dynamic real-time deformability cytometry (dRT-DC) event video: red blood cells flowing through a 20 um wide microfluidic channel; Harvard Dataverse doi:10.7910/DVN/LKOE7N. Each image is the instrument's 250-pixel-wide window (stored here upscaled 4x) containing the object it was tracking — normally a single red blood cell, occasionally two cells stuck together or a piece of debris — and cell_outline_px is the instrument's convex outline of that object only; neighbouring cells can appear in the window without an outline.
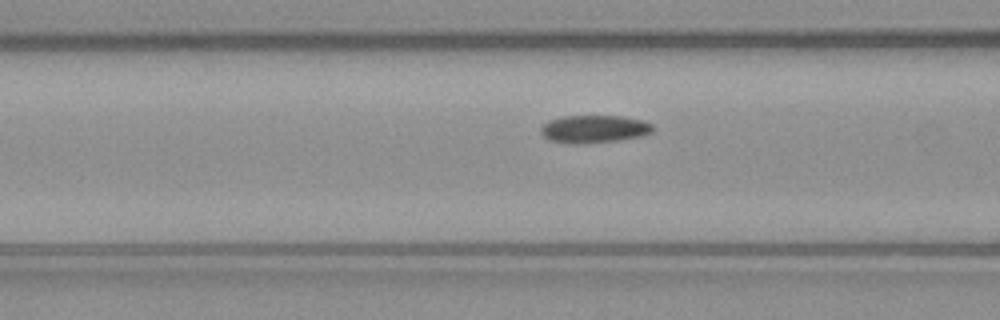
{"species": "common noctule bat (a hibernating species)", "species_latin": "Nyctalus noctula", "temperature_condition": "warm", "stored_images_in_passage": 30, "camera_frame_rate_fps": 3000, "um_per_image_px": 0.085, "animal": {"sex": "male", "body_mass_g": 23.1, "forearm_length_mm": 52.7}, "frame": {"image": 1, "passage_image": 9, "time_ms": 2.667, "image_size_px": [1000, 320], "cell_outline_px": [[652, 132], [640, 136], [616, 140], [584, 144], [572, 144], [548, 140], [540, 132], [540, 128], [548, 120], [564, 116], [624, 116], [644, 120], [652, 124]], "centroid_in_image_um": [50.47, 10.96], "position_along_channel_um": 116.1, "area_um2": 18.15}}